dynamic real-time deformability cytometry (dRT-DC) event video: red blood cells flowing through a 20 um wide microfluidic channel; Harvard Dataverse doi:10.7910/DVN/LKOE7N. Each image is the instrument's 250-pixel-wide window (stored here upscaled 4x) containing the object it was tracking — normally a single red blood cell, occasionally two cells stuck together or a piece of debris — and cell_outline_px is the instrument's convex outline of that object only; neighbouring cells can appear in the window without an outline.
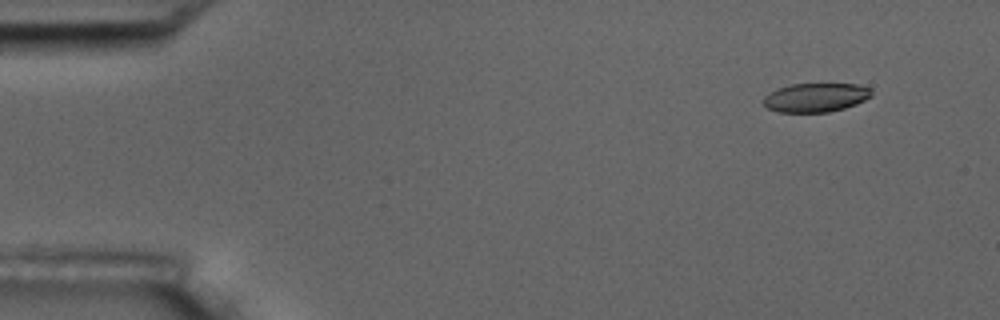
{"species": "common noctule bat (a hibernating species)", "species_latin": "Nyctalus noctula", "temperature_condition": "room temperature", "stored_images_in_passage": 5, "camera_frame_rate_fps": 3000, "um_per_image_px": 0.085, "animal": {"sex": "male", "body_mass_g": 17.5, "forearm_length_mm": 52.3}, "frame": {"image": 1, "passage_image": 1, "time_ms": 0.0, "image_size_px": [1000, 320], "cell_outline_px": [[872, 96], [856, 104], [844, 108], [828, 112], [780, 112], [768, 108], [760, 100], [764, 96], [776, 88], [792, 84], [856, 84], [872, 88]], "centroid_in_image_um": [69.32, 8.28], "position_along_channel_um": 15.7, "area_um2": 18.32}}
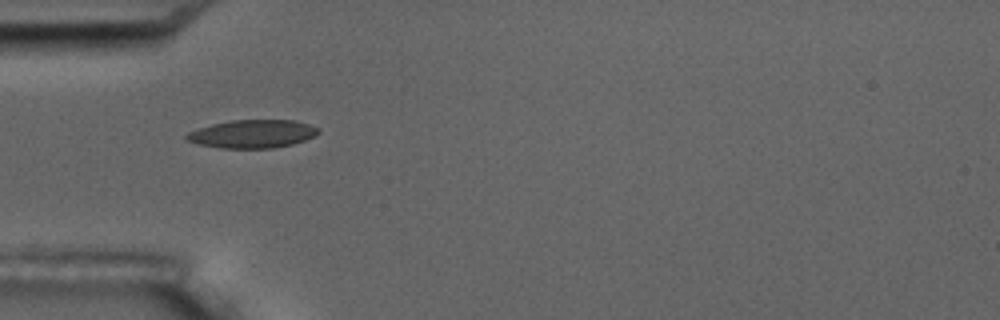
{"frame": {"image": 2, "passage_image": 4, "time_ms": 4.333, "image_size_px": [1000, 320], "cell_outline_px": [[320, 132], [316, 136], [292, 144], [276, 148], [220, 148], [196, 144], [184, 140], [184, 136], [188, 132], [212, 124], [232, 120], [296, 120], [320, 128]], "centroid_in_image_um": [21.46, 11.38], "position_along_channel_um": 63.5, "area_um2": 21.85}}